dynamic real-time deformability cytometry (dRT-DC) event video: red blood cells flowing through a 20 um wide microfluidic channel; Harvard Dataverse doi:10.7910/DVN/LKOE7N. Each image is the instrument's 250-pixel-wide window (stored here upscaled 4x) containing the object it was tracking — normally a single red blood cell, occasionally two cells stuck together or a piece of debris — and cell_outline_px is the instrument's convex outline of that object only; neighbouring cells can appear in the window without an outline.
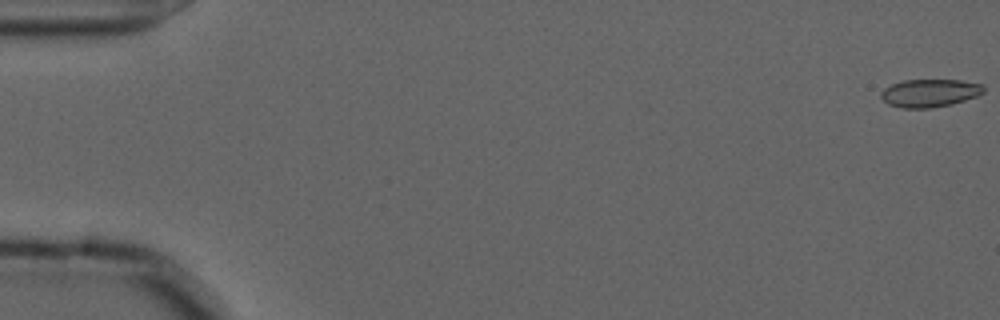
{"species": "common noctule bat (a hibernating species)", "species_latin": "Nyctalus noctula", "temperature_condition": "cold", "stored_images_in_passage": 20, "camera_frame_rate_fps": 3000, "um_per_image_px": 0.085, "animal": {"sex": "male", "forearm_length_mm": 52.5}, "frame": {"image": 1, "passage_image": 1, "time_ms": 0.0, "image_size_px": [1000, 320], "cell_outline_px": [[984, 92], [976, 96], [952, 104], [932, 108], [900, 108], [888, 104], [880, 96], [880, 92], [884, 88], [892, 84], [904, 80], [960, 80], [984, 84]], "centroid_in_image_um": [79.02, 7.91], "position_along_channel_um": 6.0, "area_um2": 16.76}}
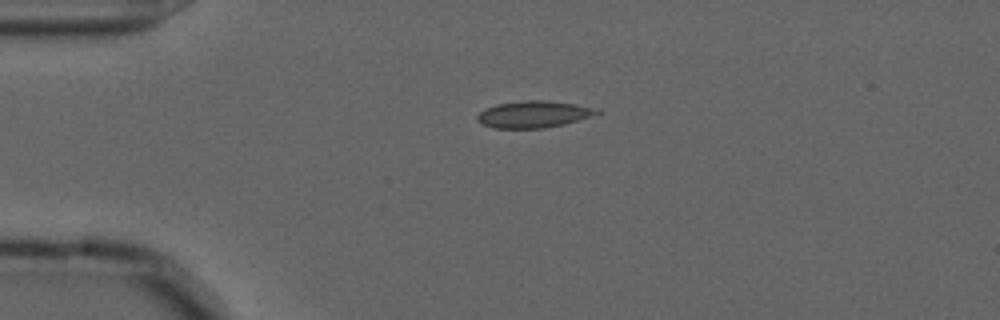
{"frame": {"image": 2, "passage_image": 14, "time_ms": 4.333, "image_size_px": [1000, 320], "cell_outline_px": [[600, 112], [564, 124], [544, 128], [492, 128], [476, 120], [476, 116], [484, 108], [496, 104], [520, 100], [544, 100], [576, 104], [600, 108]], "centroid_in_image_um": [45.31, 9.7], "position_along_channel_um": 39.7, "area_um2": 18.67}}
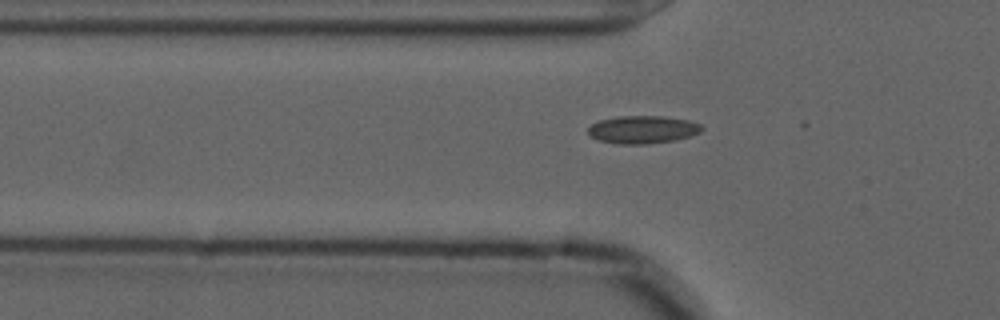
{"frame": {"image": 3, "passage_image": 19, "time_ms": 6.0, "image_size_px": [1000, 320], "cell_outline_px": [[704, 128], [700, 132], [676, 140], [648, 144], [616, 144], [600, 140], [592, 136], [588, 132], [588, 128], [592, 124], [600, 120], [616, 116], [664, 116], [688, 120], [700, 124]], "centroid_in_image_um": [54.64, 11.01], "position_along_channel_um": 71.2, "area_um2": 18.38}}